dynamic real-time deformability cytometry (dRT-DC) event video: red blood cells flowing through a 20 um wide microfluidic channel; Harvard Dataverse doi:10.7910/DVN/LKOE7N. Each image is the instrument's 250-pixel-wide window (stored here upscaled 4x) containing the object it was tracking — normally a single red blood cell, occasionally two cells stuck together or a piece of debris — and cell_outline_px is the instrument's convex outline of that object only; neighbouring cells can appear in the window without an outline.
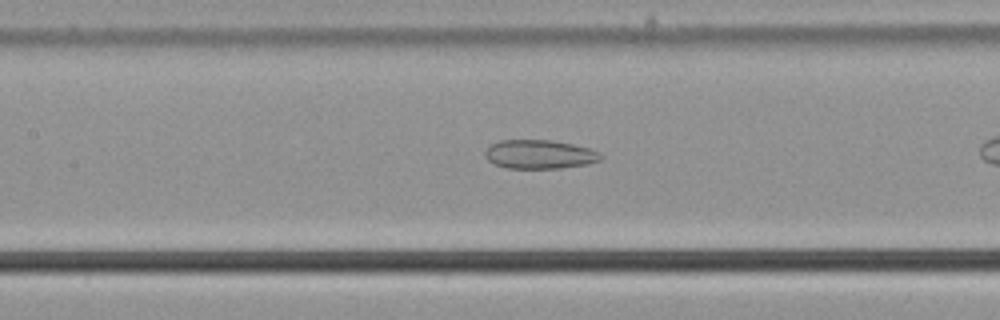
{"species": "common noctule bat (a hibernating species)", "species_latin": "Nyctalus noctula", "temperature_condition": "cold", "stored_images_in_passage": 21, "camera_frame_rate_fps": 3000, "um_per_image_px": 0.085, "animal": {"sex": "male", "body_mass_g": 21.5, "forearm_length_mm": 52.0}, "frame": {"image": 1, "passage_image": 10, "time_ms": 3.0, "image_size_px": [1000, 320], "cell_outline_px": [[604, 156], [600, 160], [588, 164], [560, 168], [508, 168], [496, 164], [488, 160], [484, 156], [484, 152], [492, 144], [500, 140], [552, 140], [592, 148], [600, 152]], "centroid_in_image_um": [45.91, 13.11], "position_along_channel_um": 161.5, "area_um2": 19.54}}